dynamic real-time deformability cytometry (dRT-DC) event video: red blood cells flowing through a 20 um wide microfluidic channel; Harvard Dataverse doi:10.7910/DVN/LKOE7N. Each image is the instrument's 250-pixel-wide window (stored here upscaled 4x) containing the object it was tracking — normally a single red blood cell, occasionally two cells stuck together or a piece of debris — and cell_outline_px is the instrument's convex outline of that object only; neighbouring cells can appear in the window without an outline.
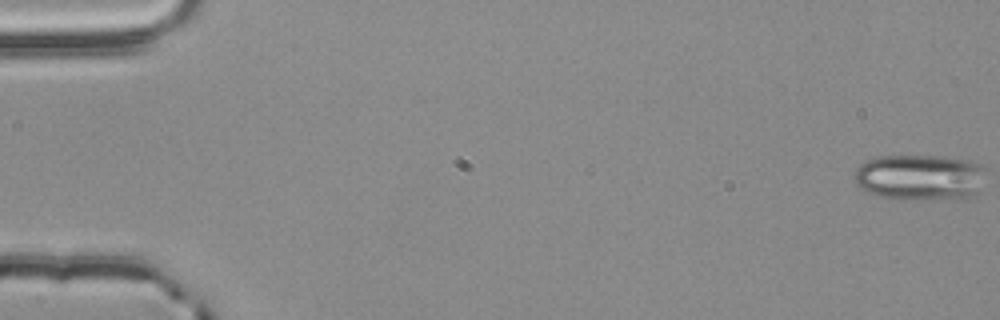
{"species": "common noctule bat (a hibernating species)", "species_latin": "Nyctalus noctula", "temperature_condition": "room temperature", "stored_images_in_passage": 56, "camera_frame_rate_fps": 3000, "um_per_image_px": 0.085, "animal": {"sex": "male", "body_mass_g": 20.4}, "frame": {"image": 1, "passage_image": 1, "time_ms": 0.0, "image_size_px": [1000, 320], "cell_outline_px": [[984, 168], [980, 200], [904, 200], [880, 196], [868, 192], [860, 188], [856, 184], [856, 168], [860, 164], [868, 160], [880, 156], [944, 156], [972, 160], [984, 164]], "centroid_in_image_um": [78.34, 15.12], "position_along_channel_um": 6.7, "area_um2": 36.65}}
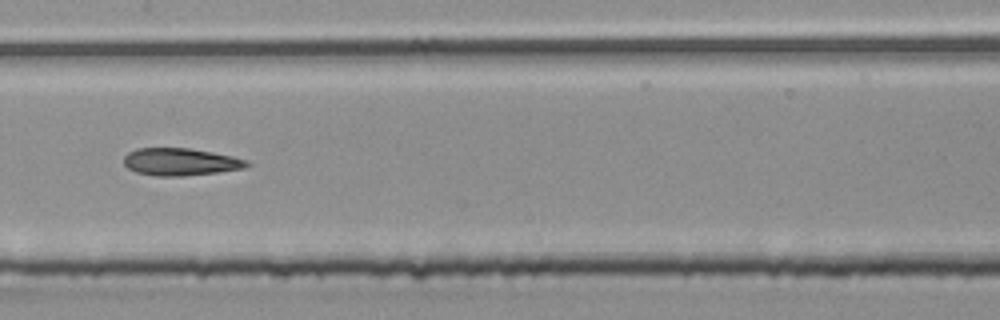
{"frame": {"image": 2, "passage_image": 29, "time_ms": 9.333, "image_size_px": [1000, 320], "cell_outline_px": [[252, 164], [244, 168], [216, 172], [180, 176], [156, 176], [136, 172], [128, 168], [124, 164], [124, 156], [128, 152], [136, 148], [188, 148], [212, 152], [232, 156], [248, 160]], "centroid_in_image_um": [15.33, 13.75], "position_along_channel_um": 192.1, "area_um2": 19.59}}
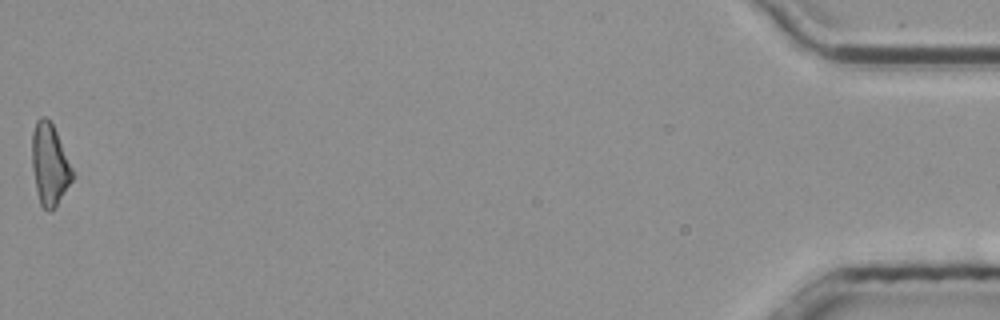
{"frame": {"image": 3, "passage_image": 56, "time_ms": 18.333, "image_size_px": [1000, 320], "cell_outline_px": [[72, 180], [56, 204], [48, 212], [40, 204], [36, 188], [32, 168], [32, 132], [36, 120], [40, 116], [44, 116], [52, 124], [56, 132], [72, 168]], "centroid_in_image_um": [4.18, 13.95], "position_along_channel_um": 431.0, "area_um2": 18.67}, "authors_computed_cell_mechanics": {"area_um2": 19.652, "velocity_mm_per_s": 3.8057, "shape_relaxation_time_tau1_ms": null, "shape_relaxation_time_tau2_ms": 2.9319, "deformation_change_tau1": null, "deformation_change_tau2": 0.1262}}